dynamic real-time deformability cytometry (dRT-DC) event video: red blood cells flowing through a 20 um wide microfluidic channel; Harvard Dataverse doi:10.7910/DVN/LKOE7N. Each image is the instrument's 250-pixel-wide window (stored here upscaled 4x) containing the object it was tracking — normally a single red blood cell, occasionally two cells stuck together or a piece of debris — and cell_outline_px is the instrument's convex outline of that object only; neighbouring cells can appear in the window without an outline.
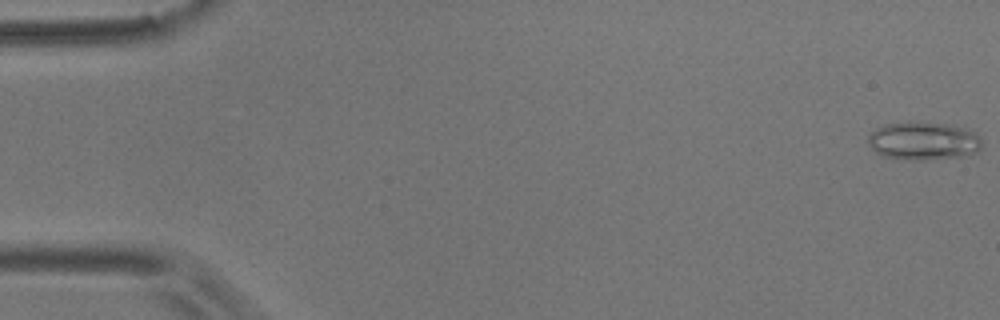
{"species": "common noctule bat (a hibernating species)", "species_latin": "Nyctalus noctula", "temperature_condition": "room temperature", "stored_images_in_passage": 6, "camera_frame_rate_fps": 3000, "um_per_image_px": 0.085, "animal": {"sex": "male", "body_mass_g": 17.9}, "frame": {"image": 1, "passage_image": 1, "time_ms": 0.0, "image_size_px": [1000, 320], "cell_outline_px": [[980, 148], [976, 152], [968, 156], [928, 160], [912, 160], [884, 156], [876, 152], [868, 144], [868, 136], [876, 128], [884, 124], [948, 124], [968, 128], [976, 132], [980, 136]], "centroid_in_image_um": [78.54, 12.01], "position_along_channel_um": 6.5, "area_um2": 24.97}}
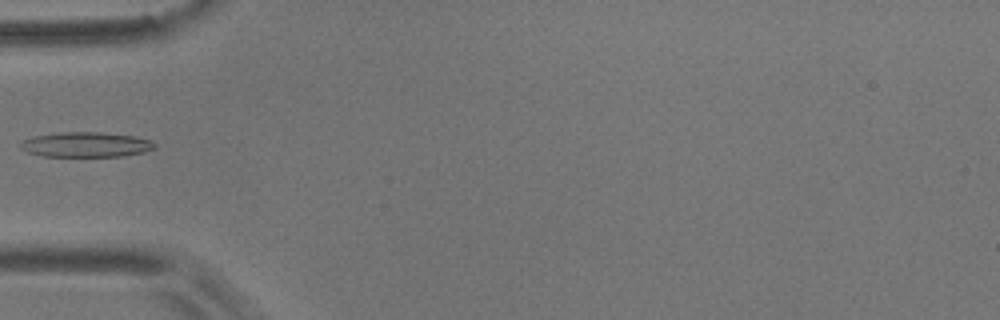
{"frame": {"image": 2, "passage_image": 6, "time_ms": 6.0, "image_size_px": [1000, 320], "cell_outline_px": [[156, 148], [144, 152], [124, 156], [44, 156], [28, 152], [20, 148], [20, 144], [24, 140], [36, 136], [60, 132], [100, 132], [136, 136], [152, 140], [156, 144]], "centroid_in_image_um": [7.37, 12.29], "position_along_channel_um": 77.6, "area_um2": 19.54}}